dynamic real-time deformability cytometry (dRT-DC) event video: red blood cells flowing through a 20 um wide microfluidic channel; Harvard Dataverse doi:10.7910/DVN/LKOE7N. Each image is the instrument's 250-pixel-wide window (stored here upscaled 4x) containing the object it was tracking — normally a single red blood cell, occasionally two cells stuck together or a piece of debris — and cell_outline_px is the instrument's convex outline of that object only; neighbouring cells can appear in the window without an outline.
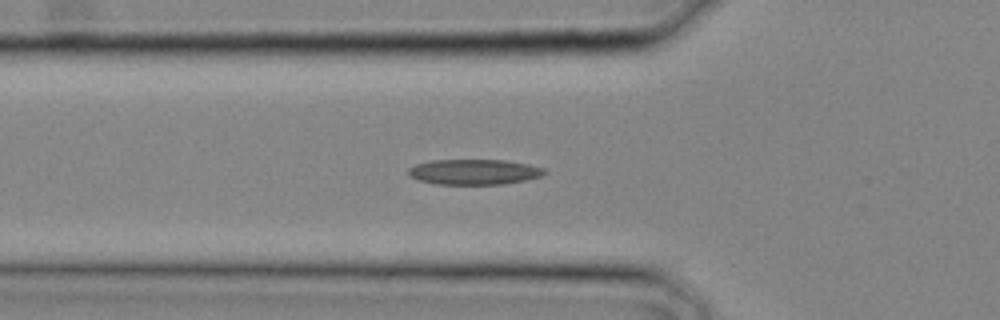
{"species": "common noctule bat (a hibernating species)", "species_latin": "Nyctalus noctula", "temperature_condition": "cold", "stored_images_in_passage": 29, "camera_frame_rate_fps": 3000, "um_per_image_px": 0.085, "animal": {"sex": "male", "body_mass_g": 20.4}, "frame": {"image": 1, "passage_image": 10, "time_ms": 3.0, "image_size_px": [1000, 320], "cell_outline_px": [[548, 172], [540, 176], [524, 180], [504, 184], [436, 184], [416, 180], [408, 176], [408, 168], [416, 164], [432, 160], [504, 160], [528, 164], [544, 168]], "centroid_in_image_um": [40.26, 14.61], "position_along_channel_um": 85.5, "area_um2": 20.17}}
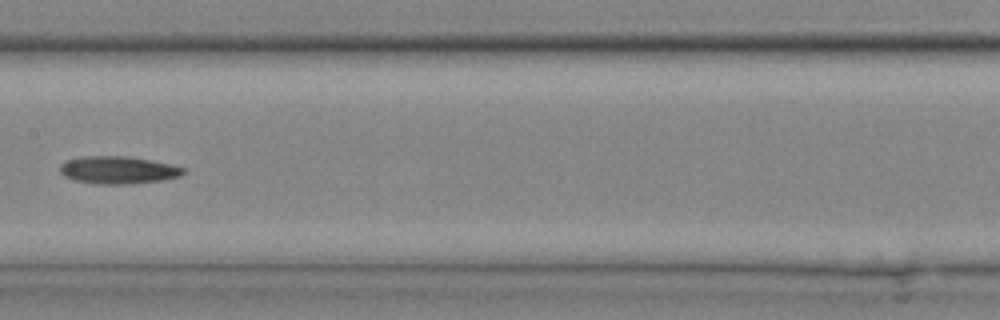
{"frame": {"image": 2, "passage_image": 15, "time_ms": 4.667, "image_size_px": [1000, 320], "cell_outline_px": [[184, 172], [180, 176], [160, 180], [124, 184], [96, 184], [76, 180], [64, 176], [60, 172], [60, 164], [64, 160], [84, 156], [128, 156], [152, 160], [172, 164], [184, 168]], "centroid_in_image_um": [10.01, 14.44], "position_along_channel_um": 197.4, "area_um2": 19.77}}
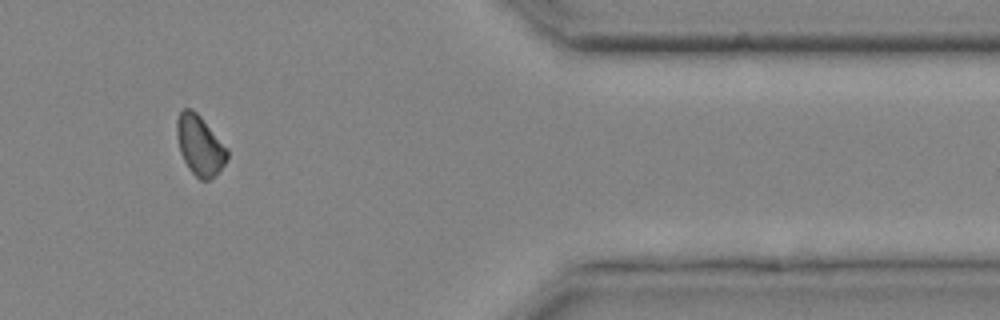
{"frame": {"image": 3, "passage_image": 25, "time_ms": 8.0, "image_size_px": [1000, 320], "cell_outline_px": [[228, 160], [208, 180], [200, 180], [188, 168], [180, 152], [176, 136], [176, 120], [180, 112], [184, 108], [192, 108], [200, 116], [228, 148]], "centroid_in_image_um": [16.97, 12.33], "position_along_channel_um": 394.4, "area_um2": 17.51}}